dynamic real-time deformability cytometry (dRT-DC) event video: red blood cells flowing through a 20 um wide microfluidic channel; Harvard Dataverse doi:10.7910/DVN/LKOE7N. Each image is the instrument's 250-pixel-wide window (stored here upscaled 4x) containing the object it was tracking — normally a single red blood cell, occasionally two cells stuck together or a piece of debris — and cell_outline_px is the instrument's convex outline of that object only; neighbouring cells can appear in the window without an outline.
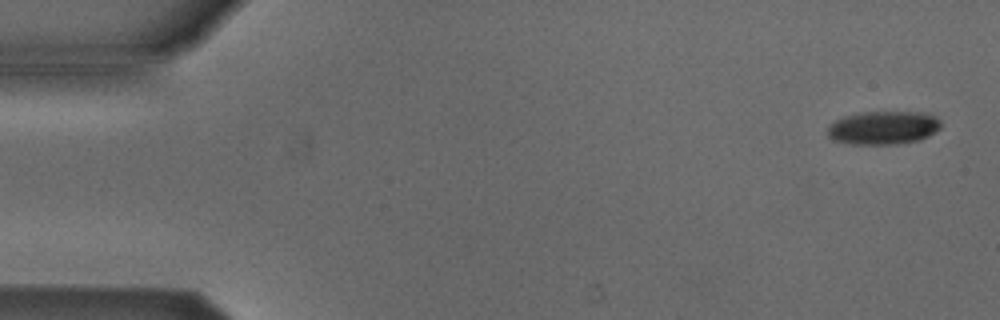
{"species": "Egyptian fruit bat (a non-hibernating species)", "species_latin": "Rousettus aegyptiacus", "temperature_condition": "cold", "stored_images_in_passage": 7, "camera_frame_rate_fps": 3000, "um_per_image_px": 0.085, "animal": {"sex": "male"}, "frame": {"image": 1, "passage_image": 1, "time_ms": 0.0, "image_size_px": [1000, 320], "cell_outline_px": [[940, 128], [928, 136], [920, 140], [896, 144], [852, 144], [832, 140], [828, 136], [828, 128], [836, 120], [844, 116], [856, 112], [928, 112], [936, 116], [940, 120]], "centroid_in_image_um": [75.1, 10.85], "position_along_channel_um": 9.9, "area_um2": 22.2}}
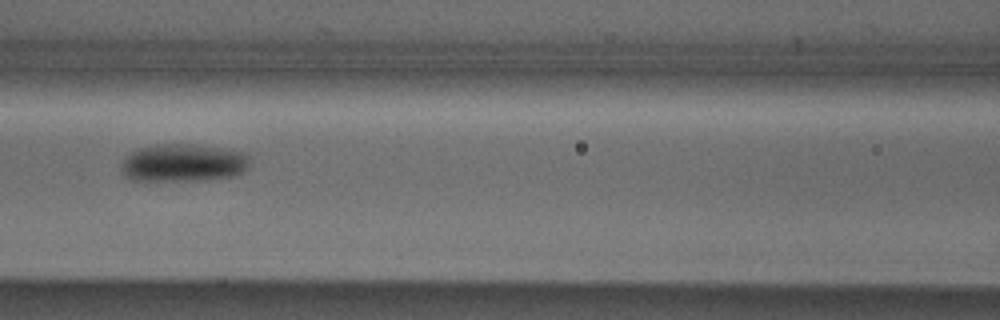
{"frame": {"image": 2, "passage_image": 7, "time_ms": 7.0, "image_size_px": [1000, 320], "cell_outline_px": [[248, 168], [244, 172], [236, 176], [208, 180], [132, 180], [124, 176], [124, 156], [140, 148], [156, 144], [192, 144], [244, 152], [248, 156]], "centroid_in_image_um": [15.62, 13.85], "position_along_channel_um": 151.0, "area_um2": 28.15}}